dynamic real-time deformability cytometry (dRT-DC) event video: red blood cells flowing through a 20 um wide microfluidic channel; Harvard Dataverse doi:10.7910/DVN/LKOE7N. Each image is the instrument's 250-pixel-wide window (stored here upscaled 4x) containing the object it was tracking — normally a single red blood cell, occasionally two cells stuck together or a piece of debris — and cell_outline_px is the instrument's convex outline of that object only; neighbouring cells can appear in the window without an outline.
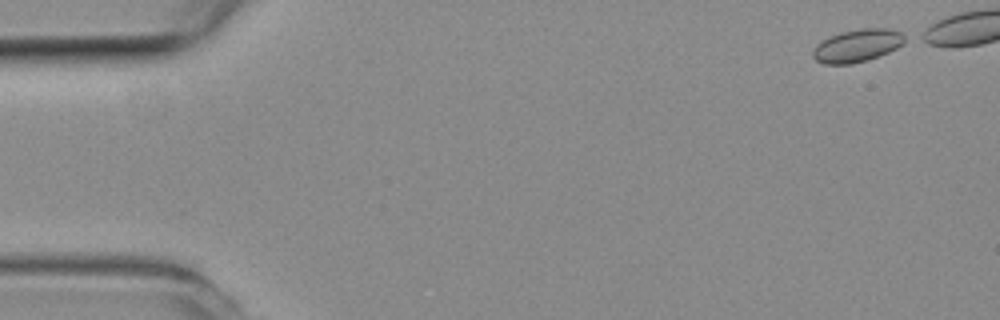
{"species": "common noctule bat (a hibernating species)", "species_latin": "Nyctalus noctula", "temperature_condition": "room temperature", "stored_images_in_passage": 19, "camera_frame_rate_fps": 3000, "um_per_image_px": 0.085, "animal": {"sex": "female", "body_mass_g": 19.3, "forearm_length_mm": 54.1}, "frame": {"image": 1, "passage_image": 1, "time_ms": 0.0, "image_size_px": [1000, 320], "cell_outline_px": [[908, 40], [896, 48], [880, 56], [868, 60], [852, 64], [824, 64], [816, 60], [812, 56], [812, 52], [816, 44], [832, 36], [844, 32], [864, 28], [888, 28], [900, 32], [908, 36]], "centroid_in_image_um": [72.91, 3.89], "position_along_channel_um": 12.1, "area_um2": 17.51}}
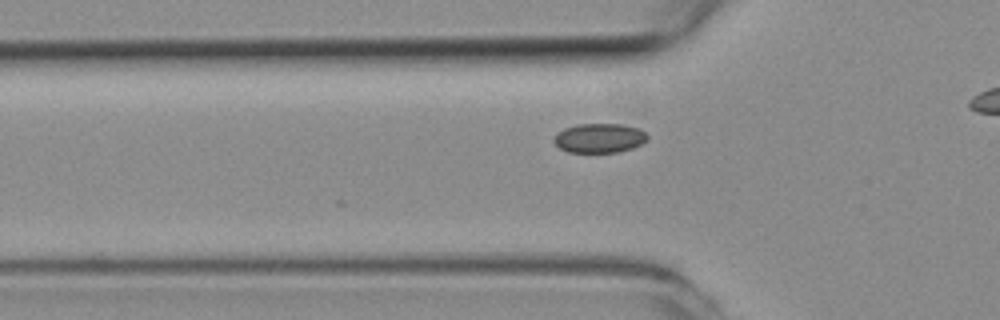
{"frame": {"image": 2, "passage_image": 15, "time_ms": 4.667, "image_size_px": [1000, 320], "cell_outline_px": [[648, 140], [632, 148], [616, 152], [568, 152], [560, 148], [552, 140], [556, 132], [564, 128], [576, 124], [620, 124], [640, 128], [648, 136]], "centroid_in_image_um": [50.93, 11.72], "position_along_channel_um": 74.9, "area_um2": 16.07}}
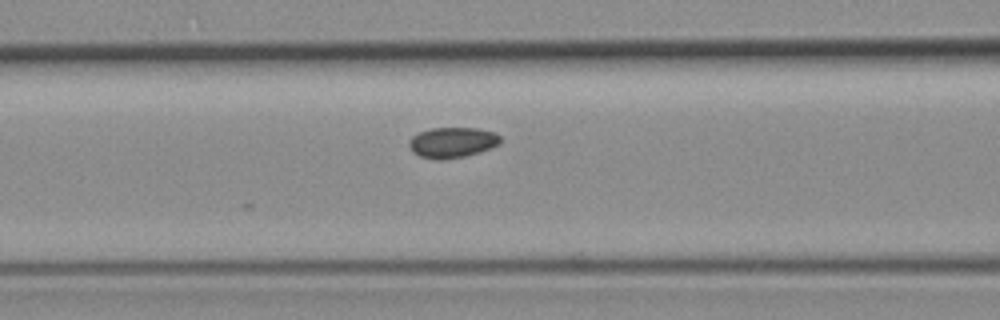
{"frame": {"image": 3, "passage_image": 19, "time_ms": 6.0, "image_size_px": [1000, 320], "cell_outline_px": [[500, 144], [480, 152], [464, 156], [444, 160], [436, 160], [420, 156], [412, 152], [408, 144], [408, 140], [412, 136], [420, 132], [432, 128], [476, 128], [496, 132], [500, 136]], "centroid_in_image_um": [38.44, 12.11], "position_along_channel_um": 128.2, "area_um2": 16.36}}